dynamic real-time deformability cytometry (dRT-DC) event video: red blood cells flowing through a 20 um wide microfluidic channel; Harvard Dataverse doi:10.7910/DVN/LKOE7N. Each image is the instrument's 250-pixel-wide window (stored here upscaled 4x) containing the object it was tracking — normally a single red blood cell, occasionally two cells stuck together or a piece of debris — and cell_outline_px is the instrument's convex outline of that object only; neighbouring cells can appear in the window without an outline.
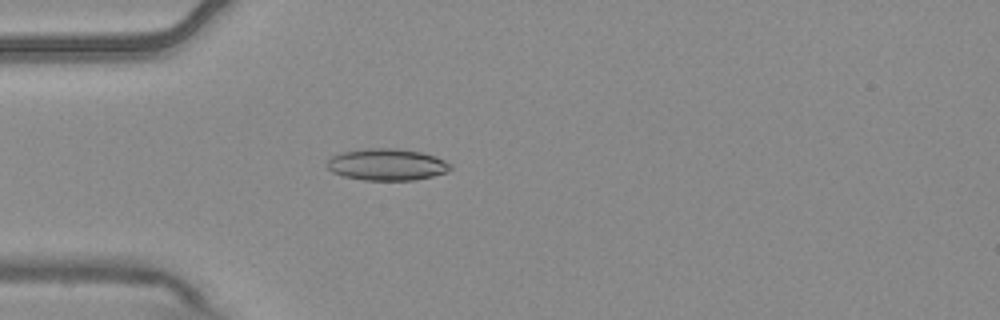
{"species": "common noctule bat (a hibernating species)", "species_latin": "Nyctalus noctula", "temperature_condition": "warm", "stored_images_in_passage": 4, "camera_frame_rate_fps": 3000, "um_per_image_px": 0.085, "animal": {"sex": "male", "body_mass_g": 20.4}, "frame": {"image": 1, "passage_image": 4, "time_ms": 1.0, "image_size_px": [1000, 320], "cell_outline_px": [[452, 168], [448, 172], [416, 180], [364, 180], [344, 176], [332, 172], [328, 168], [328, 160], [332, 156], [340, 152], [364, 148], [396, 148], [420, 152], [436, 156], [452, 164]], "centroid_in_image_um": [32.91, 13.98], "position_along_channel_um": 52.1, "area_um2": 22.95}}